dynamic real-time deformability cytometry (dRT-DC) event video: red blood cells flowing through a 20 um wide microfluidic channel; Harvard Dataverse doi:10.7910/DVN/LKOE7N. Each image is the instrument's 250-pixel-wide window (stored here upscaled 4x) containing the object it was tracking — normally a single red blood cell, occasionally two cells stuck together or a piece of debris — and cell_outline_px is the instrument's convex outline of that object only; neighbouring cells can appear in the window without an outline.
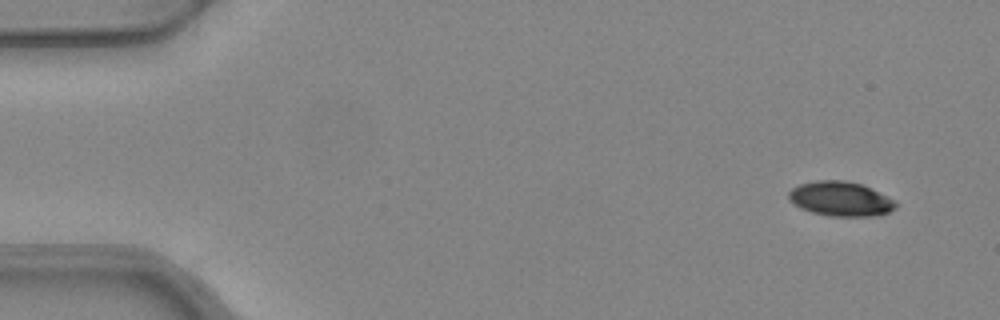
{"species": "common noctule bat (a hibernating species)", "species_latin": "Nyctalus noctula", "temperature_condition": "warm", "stored_images_in_passage": 5, "camera_frame_rate_fps": 3000, "um_per_image_px": 0.085, "animal": {"sex": "female", "body_mass_g": 24.6, "forearm_length_mm": 56.2}, "frame": {"image": 1, "passage_image": 1, "time_ms": 0.0, "image_size_px": [1000, 320], "cell_outline_px": [[896, 208], [888, 212], [876, 216], [828, 216], [812, 212], [800, 208], [788, 200], [788, 192], [792, 188], [800, 184], [816, 180], [844, 180], [860, 184], [892, 200], [896, 204]], "centroid_in_image_um": [71.37, 16.91], "position_along_channel_um": 13.6, "area_um2": 21.27}}
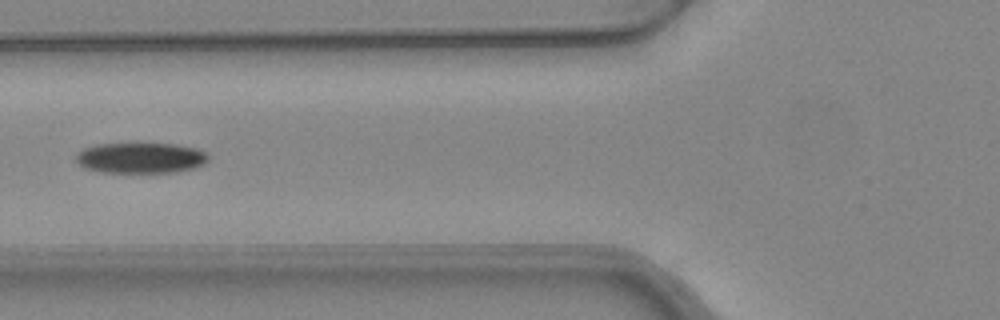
{"frame": {"image": 2, "passage_image": 5, "time_ms": 1.333, "image_size_px": [1000, 320], "cell_outline_px": [[208, 160], [204, 164], [196, 168], [176, 172], [100, 172], [84, 168], [76, 160], [76, 152], [84, 148], [96, 144], [176, 144], [196, 148], [208, 152]], "centroid_in_image_um": [11.98, 13.42], "position_along_channel_um": 113.8, "area_um2": 23.76}}